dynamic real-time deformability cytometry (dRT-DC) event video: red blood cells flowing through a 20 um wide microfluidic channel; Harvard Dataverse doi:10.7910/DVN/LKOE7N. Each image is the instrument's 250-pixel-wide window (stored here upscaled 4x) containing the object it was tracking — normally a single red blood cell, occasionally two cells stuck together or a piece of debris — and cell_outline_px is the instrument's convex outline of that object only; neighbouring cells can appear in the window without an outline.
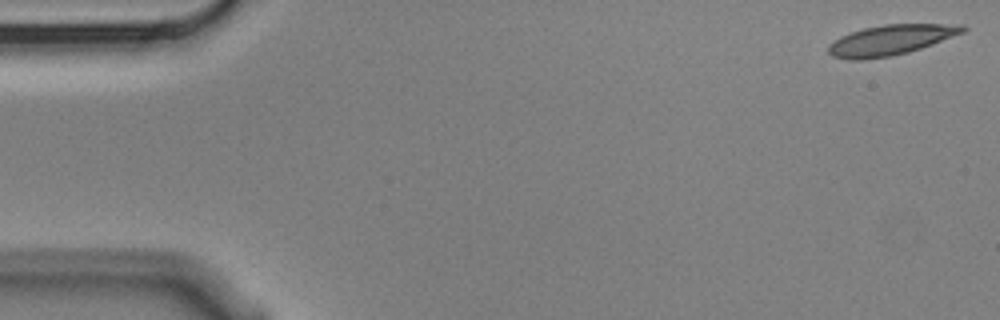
{"species": "Egyptian fruit bat (a non-hibernating species)", "species_latin": "Rousettus aegyptiacus", "temperature_condition": "cold", "stored_images_in_passage": 4, "camera_frame_rate_fps": 3000, "um_per_image_px": 0.085, "animal": {"sex": "male"}, "frame": {"image": 1, "passage_image": 1, "time_ms": 0.0, "image_size_px": [1000, 320], "cell_outline_px": [[968, 28], [964, 32], [932, 44], [908, 52], [892, 56], [864, 60], [848, 60], [832, 56], [828, 52], [828, 44], [840, 36], [864, 28], [884, 24], [964, 24]], "centroid_in_image_um": [75.69, 3.4], "position_along_channel_um": 9.3, "area_um2": 23.76}}
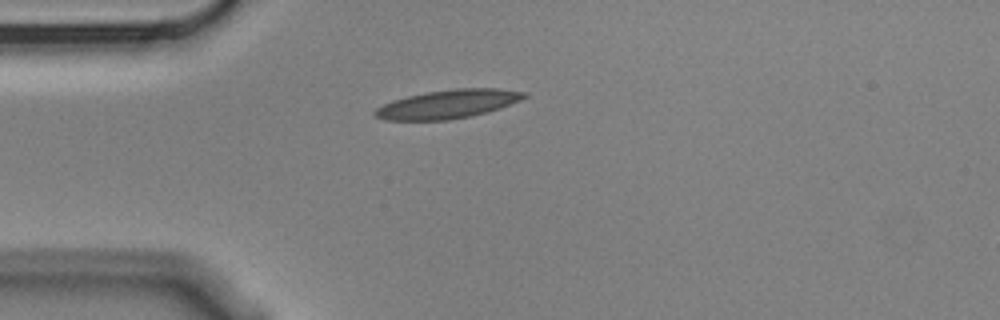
{"frame": {"image": 2, "passage_image": 4, "time_ms": 1.0, "image_size_px": [1000, 320], "cell_outline_px": [[528, 96], [520, 100], [500, 108], [488, 112], [448, 120], [384, 120], [372, 116], [372, 112], [376, 108], [392, 100], [408, 96], [428, 92], [456, 88], [500, 88], [528, 92]], "centroid_in_image_um": [38.07, 8.84], "position_along_channel_um": 46.9, "area_um2": 24.97}}